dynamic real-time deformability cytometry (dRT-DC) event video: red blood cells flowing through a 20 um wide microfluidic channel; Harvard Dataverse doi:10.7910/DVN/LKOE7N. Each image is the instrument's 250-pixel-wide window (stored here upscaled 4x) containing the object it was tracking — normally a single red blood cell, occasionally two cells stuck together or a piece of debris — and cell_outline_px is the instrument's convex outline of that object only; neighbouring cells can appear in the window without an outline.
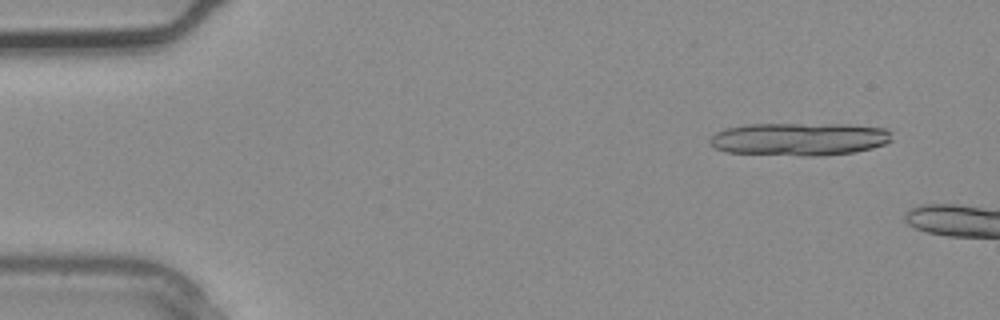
{"species": "common noctule bat (a hibernating species)", "species_latin": "Nyctalus noctula", "temperature_condition": "warm", "stored_images_in_passage": 3, "camera_frame_rate_fps": 3000, "um_per_image_px": 0.085, "animal": {"sex": "male", "body_mass_g": 20.4}, "frame": {"image": 1, "passage_image": 1, "time_ms": 0.0, "image_size_px": [1000, 320], "cell_outline_px": [[892, 140], [884, 144], [872, 148], [852, 152], [824, 156], [804, 156], [724, 152], [708, 144], [708, 140], [716, 132], [724, 128], [748, 124], [848, 124], [888, 128], [892, 132]], "centroid_in_image_um": [67.95, 11.82], "position_along_channel_um": 17.1, "area_um2": 35.37}}